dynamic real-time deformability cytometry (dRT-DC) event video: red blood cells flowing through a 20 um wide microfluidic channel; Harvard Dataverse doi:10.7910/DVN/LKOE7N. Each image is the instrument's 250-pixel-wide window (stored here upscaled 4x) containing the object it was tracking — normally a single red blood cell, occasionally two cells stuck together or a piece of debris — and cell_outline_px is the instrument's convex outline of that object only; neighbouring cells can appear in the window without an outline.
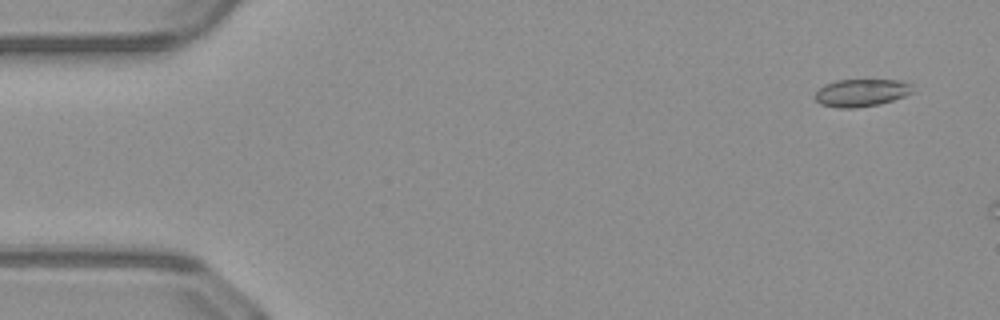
{"species": "common noctule bat (a hibernating species)", "species_latin": "Nyctalus noctula", "temperature_condition": "warm", "stored_images_in_passage": 10, "camera_frame_rate_fps": 3000, "um_per_image_px": 0.085, "animal": {"sex": "male", "body_mass_g": 23.1, "forearm_length_mm": 52.7}, "frame": {"image": 1, "passage_image": 1, "time_ms": 0.0, "image_size_px": [1000, 320], "cell_outline_px": [[912, 92], [904, 96], [880, 104], [856, 108], [840, 108], [820, 104], [816, 100], [816, 92], [824, 84], [836, 80], [900, 80], [912, 84]], "centroid_in_image_um": [73.21, 7.88], "position_along_channel_um": 11.8, "area_um2": 15.61}}